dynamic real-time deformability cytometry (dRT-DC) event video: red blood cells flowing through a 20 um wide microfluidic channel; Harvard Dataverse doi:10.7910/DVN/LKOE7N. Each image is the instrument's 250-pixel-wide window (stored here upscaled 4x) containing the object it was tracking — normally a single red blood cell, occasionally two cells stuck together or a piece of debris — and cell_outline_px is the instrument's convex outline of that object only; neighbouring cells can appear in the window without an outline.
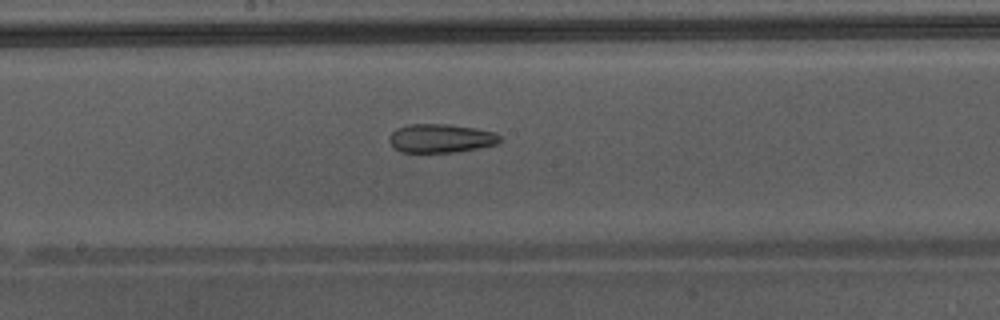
{"species": "Egyptian fruit bat (a non-hibernating species)", "species_latin": "Rousettus aegyptiacus", "temperature_condition": "warm", "stored_images_in_passage": 50, "camera_frame_rate_fps": 3000, "um_per_image_px": 0.085, "animal": {"sex": "male"}, "frame": {"image": 1, "passage_image": 29, "time_ms": 9.333, "image_size_px": [1000, 320], "cell_outline_px": [[500, 140], [496, 144], [476, 148], [452, 152], [400, 152], [392, 148], [388, 140], [388, 136], [396, 128], [408, 124], [448, 124], [476, 128], [496, 132], [500, 136]], "centroid_in_image_um": [37.41, 11.75], "position_along_channel_um": 210.8, "area_um2": 18.61}, "authors_computed_cell_mechanics": {"area_um2": 23.5246, "velocity_mm_per_s": 4.3933, "shape_relaxation_time_tau1_ms": null, "shape_relaxation_time_tau2_ms": 3.3888, "deformation_change_tau1": null, "deformation_change_tau2": 0.1334}}